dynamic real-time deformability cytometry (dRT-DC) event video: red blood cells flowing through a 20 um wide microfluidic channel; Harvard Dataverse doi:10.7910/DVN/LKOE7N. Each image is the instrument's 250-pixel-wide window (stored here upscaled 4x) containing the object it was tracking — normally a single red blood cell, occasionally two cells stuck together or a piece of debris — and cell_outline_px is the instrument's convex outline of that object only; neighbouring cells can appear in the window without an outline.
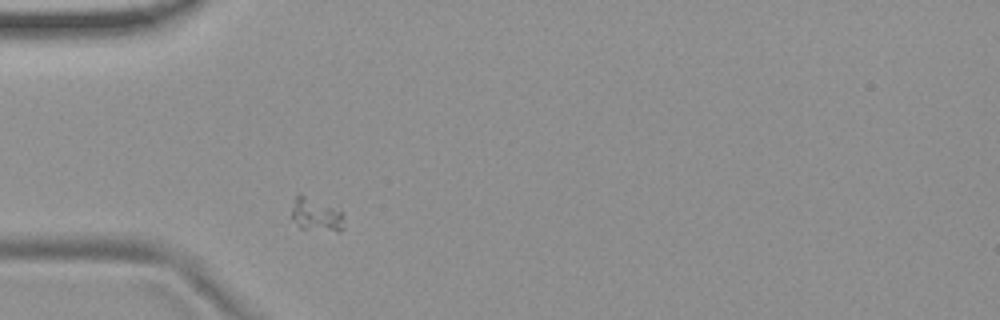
{"species": "common noctule bat (a hibernating species)", "species_latin": "Nyctalus noctula", "temperature_condition": "room temperature", "stored_images_in_passage": 1, "camera_frame_rate_fps": 3000, "um_per_image_px": 0.085, "animal": {"sex": "female", "body_mass_g": 19.9}, "frame": {"image": 1, "passage_image": 1, "time_ms": 0.0, "image_size_px": [1000, 320], "cell_outline_px": [[344, 228], [340, 232], [336, 232], [300, 228], [292, 220], [292, 208], [296, 196], [300, 192], [344, 212]], "centroid_in_image_um": [26.9, 18.26], "position_along_channel_um": 58.1, "area_um2": 10.46}}